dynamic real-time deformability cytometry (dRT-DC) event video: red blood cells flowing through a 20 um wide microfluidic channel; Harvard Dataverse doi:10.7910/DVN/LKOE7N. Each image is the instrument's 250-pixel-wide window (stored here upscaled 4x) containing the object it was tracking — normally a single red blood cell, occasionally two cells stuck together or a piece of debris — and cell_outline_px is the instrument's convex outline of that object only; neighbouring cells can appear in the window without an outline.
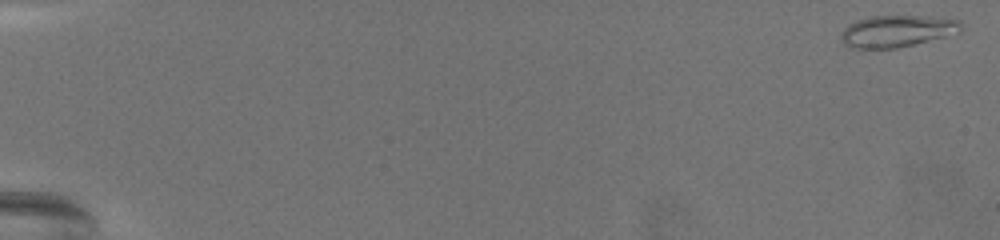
{"species": "common noctule bat (a hibernating species)", "species_latin": "Nyctalus noctula", "temperature_condition": "warm", "stored_images_in_passage": 71, "camera_frame_rate_fps": 3000, "um_per_image_px": 0.085, "animal": {"sex": "female", "body_mass_g": 19.5, "forearm_length_mm": 54.1}, "frame": {"image": 1, "passage_image": 1, "time_ms": 0.0, "image_size_px": [1000, 240], "cell_outline_px": [[960, 32], [896, 48], [852, 48], [844, 44], [840, 40], [840, 36], [844, 28], [848, 24], [856, 20], [872, 16], [932, 16], [960, 20]], "centroid_in_image_um": [76.2, 2.63], "position_along_channel_um": 8.8, "area_um2": 22.02}}
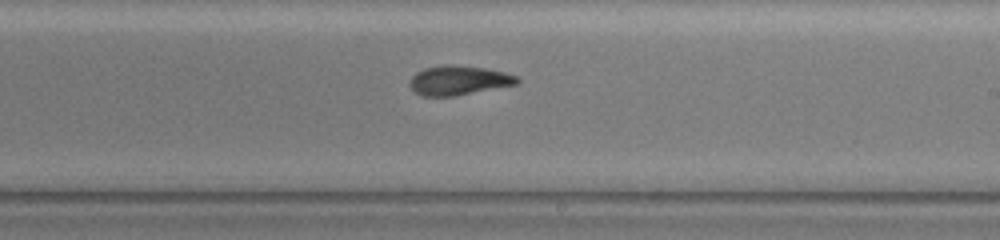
{"frame": {"image": 2, "passage_image": 45, "time_ms": 14.667, "image_size_px": [1000, 240], "cell_outline_px": [[520, 80], [516, 84], [456, 96], [420, 96], [408, 84], [412, 76], [416, 72], [424, 68], [444, 64], [452, 64], [484, 68], [504, 72], [516, 76]], "centroid_in_image_um": [38.95, 6.83], "position_along_channel_um": 250.1, "area_um2": 18.38}}
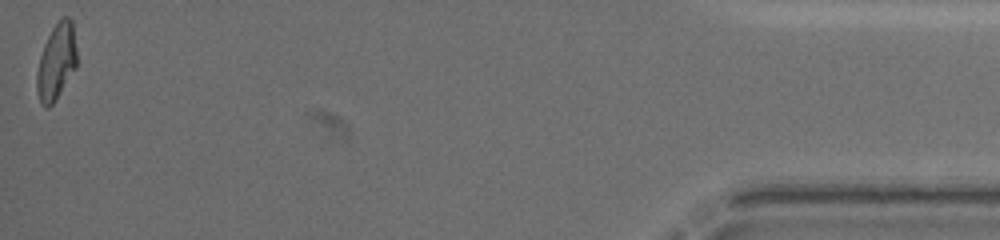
{"frame": {"image": 3, "passage_image": 71, "time_ms": 23.333, "image_size_px": [1000, 240], "cell_outline_px": [[76, 68], [56, 100], [48, 108], [44, 108], [40, 104], [36, 88], [36, 72], [40, 56], [44, 44], [52, 28], [60, 16], [68, 16], [72, 20], [76, 48]], "centroid_in_image_um": [4.78, 5.26], "position_along_channel_um": 430.4, "area_um2": 18.03}, "authors_computed_cell_mechanics": {"area_um2": 18.3804, "velocity_mm_per_s": 3.0363, "shape_relaxation_time_tau1_ms": 10.081, "shape_relaxation_time_tau2_ms": 2.8413, "deformation_change_tau1": 0.2553, "deformation_change_tau2": 0.101}}